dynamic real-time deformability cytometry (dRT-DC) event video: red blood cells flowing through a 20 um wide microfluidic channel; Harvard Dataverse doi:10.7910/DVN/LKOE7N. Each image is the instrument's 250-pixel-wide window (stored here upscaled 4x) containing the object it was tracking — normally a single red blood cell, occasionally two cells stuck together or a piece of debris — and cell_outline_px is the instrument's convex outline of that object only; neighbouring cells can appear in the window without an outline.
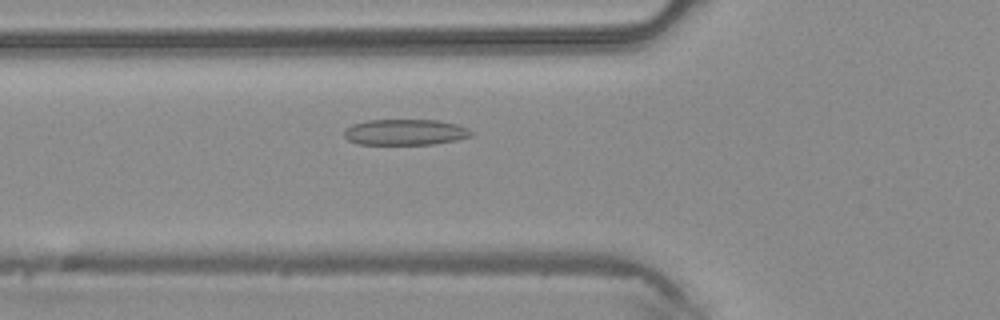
{"species": "common noctule bat (a hibernating species)", "species_latin": "Nyctalus noctula", "temperature_condition": "warm", "stored_images_in_passage": 33, "camera_frame_rate_fps": 3000, "um_per_image_px": 0.085, "animal": {"sex": "male", "body_mass_g": 20.4}, "frame": {"image": 1, "passage_image": 4, "time_ms": 1.0, "image_size_px": [1000, 320], "cell_outline_px": [[476, 132], [472, 136], [456, 140], [432, 144], [356, 144], [348, 140], [344, 136], [344, 128], [352, 124], [368, 120], [440, 120], [456, 124], [468, 128]], "centroid_in_image_um": [34.45, 11.23], "position_along_channel_um": 91.3, "area_um2": 19.36}}
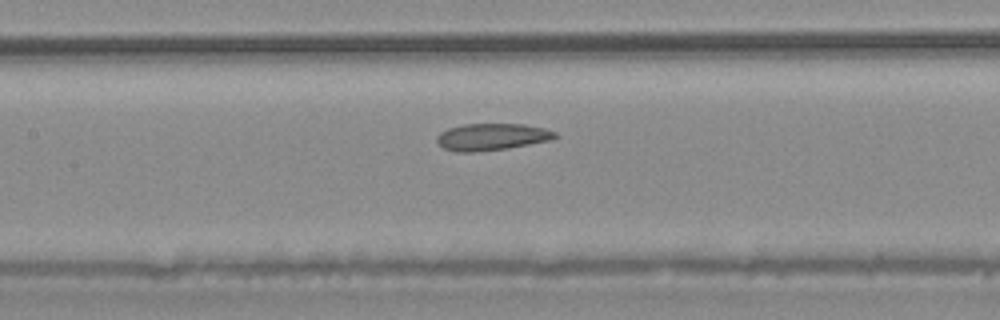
{"frame": {"image": 2, "passage_image": 9, "time_ms": 2.667, "image_size_px": [1000, 320], "cell_outline_px": [[560, 136], [552, 140], [508, 148], [476, 152], [456, 152], [444, 148], [436, 140], [436, 136], [440, 132], [448, 128], [464, 124], [524, 124], [544, 128], [556, 132]], "centroid_in_image_um": [41.82, 11.63], "position_along_channel_um": 165.6, "area_um2": 18.67}}
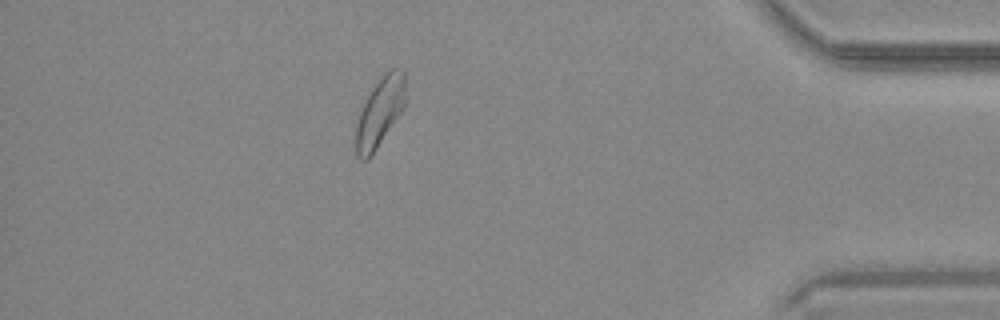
{"frame": {"image": 3, "passage_image": 28, "time_ms": 9.0, "image_size_px": [1000, 320], "cell_outline_px": [[404, 108], [372, 156], [368, 160], [360, 160], [356, 156], [356, 124], [364, 100], [368, 92], [392, 68], [404, 68]], "centroid_in_image_um": [32.27, 9.58], "position_along_channel_um": 402.9, "area_um2": 19.88}}